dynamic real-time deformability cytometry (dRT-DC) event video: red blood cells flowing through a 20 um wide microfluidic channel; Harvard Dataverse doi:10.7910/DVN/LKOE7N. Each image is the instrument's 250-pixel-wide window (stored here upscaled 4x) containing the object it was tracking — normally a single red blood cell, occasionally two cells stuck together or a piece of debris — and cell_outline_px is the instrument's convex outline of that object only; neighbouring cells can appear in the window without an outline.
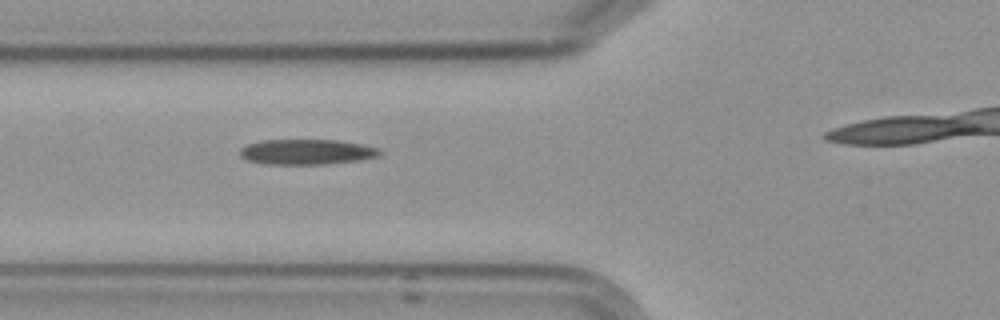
{"species": "Egyptian fruit bat (a non-hibernating species)", "species_latin": "Rousettus aegyptiacus", "temperature_condition": "cold", "stored_images_in_passage": 5, "camera_frame_rate_fps": 3000, "um_per_image_px": 0.085, "frame": {"image": 1, "passage_image": 4, "time_ms": 4.333, "image_size_px": [1000, 320], "cell_outline_px": [[380, 152], [376, 156], [360, 160], [324, 164], [268, 164], [248, 160], [240, 156], [240, 148], [248, 144], [260, 140], [340, 140], [360, 144], [376, 148]], "centroid_in_image_um": [26.01, 12.9], "position_along_channel_um": 99.8, "area_um2": 20.35}}